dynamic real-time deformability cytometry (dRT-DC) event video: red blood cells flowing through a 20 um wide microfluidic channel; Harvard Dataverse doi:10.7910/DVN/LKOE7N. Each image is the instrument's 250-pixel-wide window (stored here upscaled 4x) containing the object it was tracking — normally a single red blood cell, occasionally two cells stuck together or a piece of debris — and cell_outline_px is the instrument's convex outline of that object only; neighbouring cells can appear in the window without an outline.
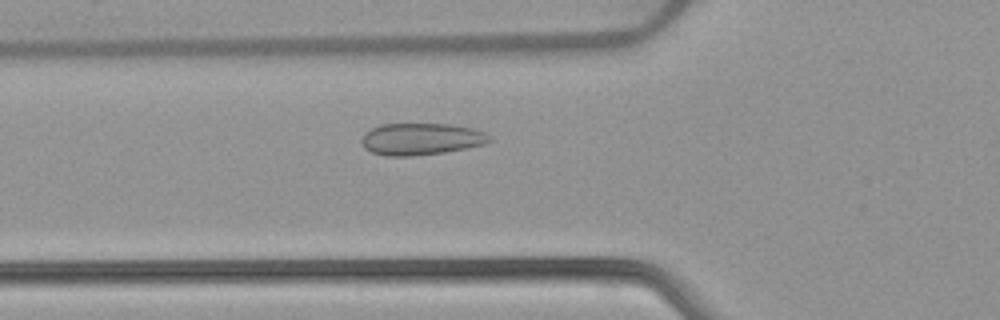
{"species": "common noctule bat (a hibernating species)", "species_latin": "Nyctalus noctula", "temperature_condition": "warm", "stored_images_in_passage": 51, "camera_frame_rate_fps": 3000, "um_per_image_px": 0.085, "animal": {"sex": "female", "body_mass_g": 22.7, "forearm_length_mm": 54.2}, "frame": {"image": 1, "passage_image": 17, "time_ms": 5.333, "image_size_px": [1000, 320], "cell_outline_px": [[492, 140], [484, 144], [444, 152], [412, 156], [388, 156], [372, 152], [364, 148], [360, 140], [364, 132], [380, 124], [448, 124], [472, 128], [484, 132], [492, 136]], "centroid_in_image_um": [35.77, 11.81], "position_along_channel_um": 90.0, "area_um2": 23.76}}
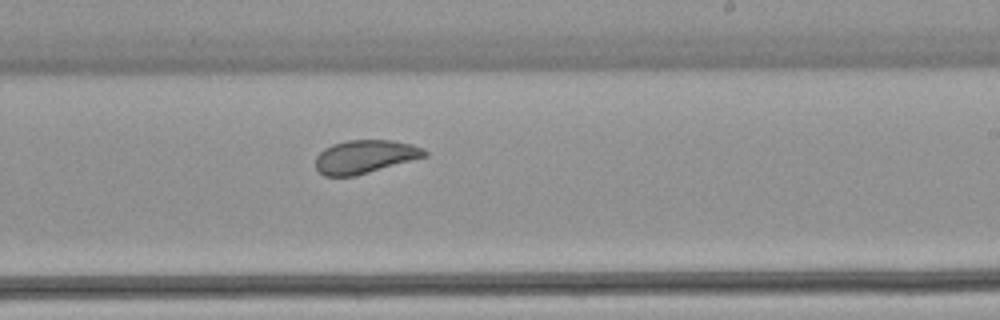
{"frame": {"image": 2, "passage_image": 30, "time_ms": 9.667, "image_size_px": [1000, 320], "cell_outline_px": [[428, 156], [356, 176], [324, 176], [316, 168], [316, 156], [324, 148], [332, 144], [348, 140], [392, 140], [412, 144], [424, 148], [428, 152]], "centroid_in_image_um": [31.05, 13.31], "position_along_channel_um": 258.0, "area_um2": 21.33}}
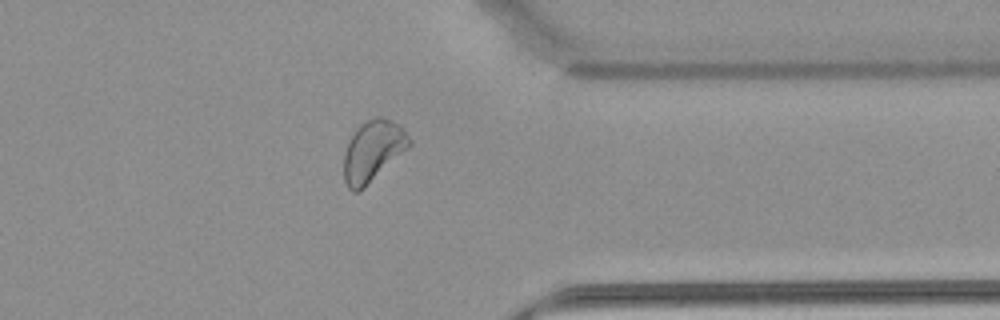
{"frame": {"image": 3, "passage_image": 40, "time_ms": 13.0, "image_size_px": [1000, 320], "cell_outline_px": [[412, 144], [360, 192], [352, 192], [348, 188], [344, 180], [344, 152], [356, 128], [360, 124], [376, 116], [384, 116], [400, 124], [404, 128], [412, 140]], "centroid_in_image_um": [31.71, 12.82], "position_along_channel_um": 379.7, "area_um2": 23.41}, "authors_computed_cell_mechanics": {"area_um2": 23.7558, "velocity_mm_per_s": 3.8745, "shape_relaxation_time_tau1_ms": 7.7614, "shape_relaxation_time_tau2_ms": null, "deformation_change_tau1": 0.11, "deformation_change_tau2": null}}